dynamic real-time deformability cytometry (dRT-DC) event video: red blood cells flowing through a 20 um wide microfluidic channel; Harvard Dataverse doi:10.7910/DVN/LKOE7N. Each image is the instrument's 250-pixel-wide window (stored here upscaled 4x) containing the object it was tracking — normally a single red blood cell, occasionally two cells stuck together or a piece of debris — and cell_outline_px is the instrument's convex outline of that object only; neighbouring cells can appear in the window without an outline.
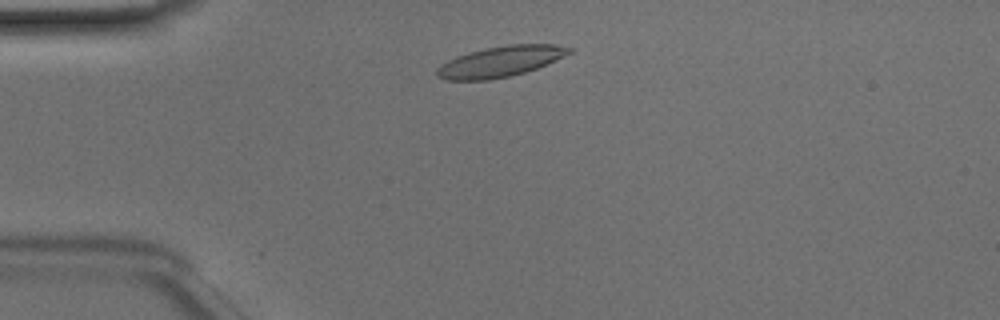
{"species": "Egyptian fruit bat (a non-hibernating species)", "species_latin": "Rousettus aegyptiacus", "temperature_condition": "room temperature", "stored_images_in_passage": 33, "camera_frame_rate_fps": 3000, "um_per_image_px": 0.085, "animal": {"sex": "male"}, "frame": {"image": 1, "passage_image": 2, "time_ms": 0.333, "image_size_px": [1000, 320], "cell_outline_px": [[572, 52], [564, 56], [536, 68], [524, 72], [508, 76], [488, 80], [444, 80], [436, 76], [436, 72], [448, 60], [456, 56], [484, 48], [508, 44], [552, 44], [572, 48]], "centroid_in_image_um": [42.53, 5.22], "position_along_channel_um": 42.5, "area_um2": 23.29}}
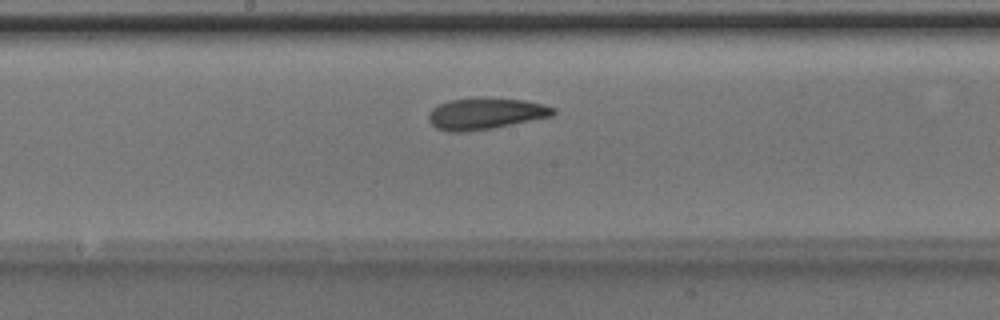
{"frame": {"image": 2, "passage_image": 16, "time_ms": 5.0, "image_size_px": [1000, 320], "cell_outline_px": [[556, 112], [552, 116], [492, 128], [468, 132], [448, 132], [436, 128], [428, 120], [428, 112], [432, 108], [448, 100], [476, 96], [524, 100], [544, 104], [556, 108]], "centroid_in_image_um": [41.24, 9.64], "position_along_channel_um": 207.0, "area_um2": 23.29}}
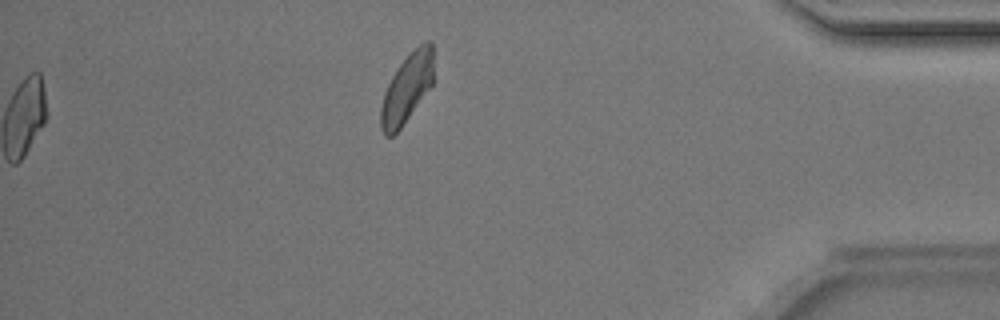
{"frame": {"image": 3, "passage_image": 33, "time_ms": 10.667, "image_size_px": [1000, 320], "cell_outline_px": [[432, 84], [400, 128], [392, 136], [384, 136], [380, 128], [380, 108], [384, 92], [392, 76], [400, 64], [420, 44], [428, 40], [432, 44]], "centroid_in_image_um": [34.54, 7.55], "position_along_channel_um": 400.7, "area_um2": 20.58}, "authors_computed_cell_mechanics": {"area_um2": 22.4842, "velocity_mm_per_s": 4.0768, "shape_relaxation_time_tau1_ms": 4.257, "shape_relaxation_time_tau2_ms": 1.6113, "deformation_change_tau1": 0.1223, "deformation_change_tau2": 0.07}}